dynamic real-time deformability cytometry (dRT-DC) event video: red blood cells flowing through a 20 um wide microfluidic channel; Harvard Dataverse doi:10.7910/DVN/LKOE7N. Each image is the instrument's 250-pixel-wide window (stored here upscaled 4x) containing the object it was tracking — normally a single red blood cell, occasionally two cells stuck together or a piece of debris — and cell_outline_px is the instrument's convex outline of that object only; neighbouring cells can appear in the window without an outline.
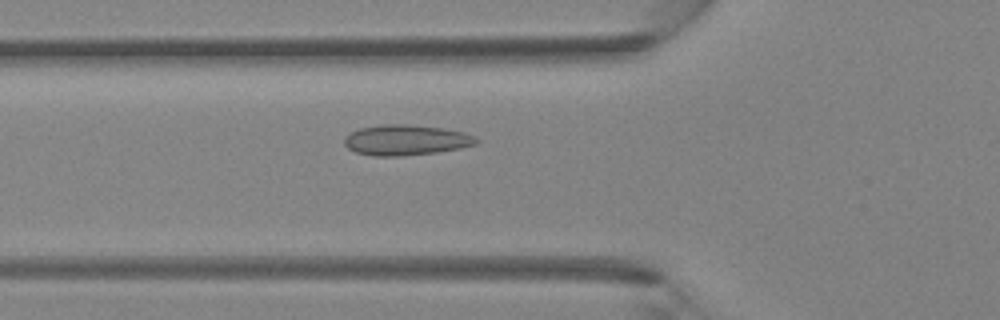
{"species": "Egyptian fruit bat (a non-hibernating species)", "species_latin": "Rousettus aegyptiacus", "temperature_condition": "room temperature", "stored_images_in_passage": 38, "camera_frame_rate_fps": 3000, "um_per_image_px": 0.085, "animal": {"sex": "female"}, "frame": {"image": 1, "passage_image": 10, "time_ms": 3.0, "image_size_px": [1000, 320], "cell_outline_px": [[480, 140], [476, 144], [460, 148], [436, 152], [400, 156], [372, 156], [356, 152], [348, 148], [344, 144], [344, 136], [348, 132], [360, 128], [384, 124], [408, 124], [444, 128], [464, 132], [476, 136]], "centroid_in_image_um": [34.5, 11.89], "position_along_channel_um": 91.3, "area_um2": 23.64}}
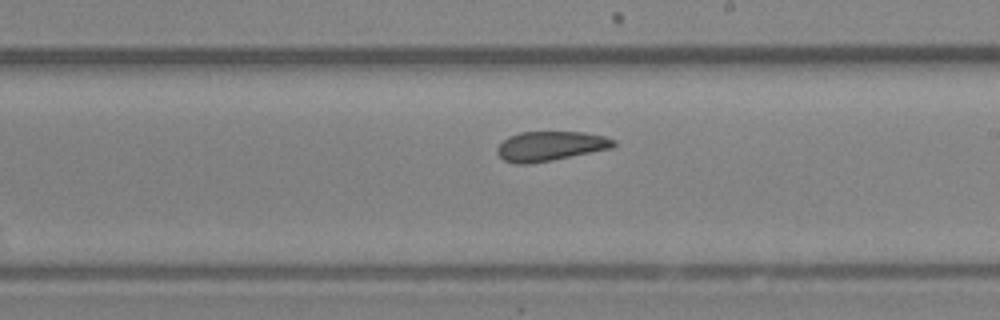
{"frame": {"image": 2, "passage_image": 20, "time_ms": 6.333, "image_size_px": [1000, 320], "cell_outline_px": [[616, 144], [612, 148], [532, 164], [516, 164], [504, 160], [496, 152], [496, 148], [508, 136], [520, 132], [584, 132], [604, 136], [616, 140]], "centroid_in_image_um": [46.77, 12.42], "position_along_channel_um": 242.2, "area_um2": 20.11}}
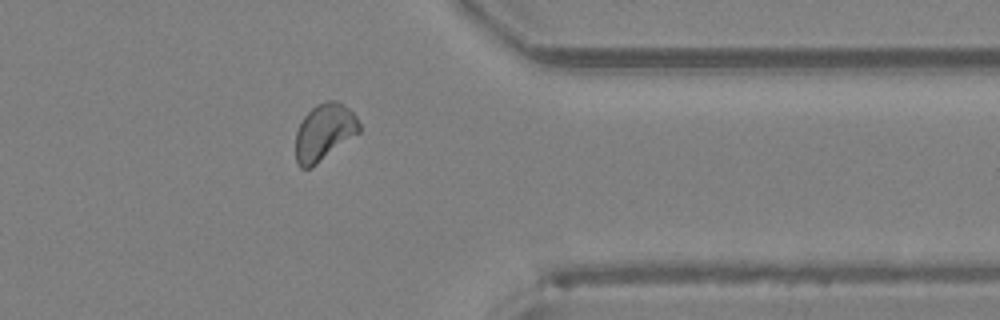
{"frame": {"image": 3, "passage_image": 30, "time_ms": 9.667, "image_size_px": [1000, 320], "cell_outline_px": [[360, 132], [312, 168], [300, 168], [296, 160], [296, 132], [304, 116], [316, 104], [328, 100], [336, 100], [344, 104], [356, 116], [360, 124]], "centroid_in_image_um": [27.57, 11.23], "position_along_channel_um": 383.8, "area_um2": 21.1}}